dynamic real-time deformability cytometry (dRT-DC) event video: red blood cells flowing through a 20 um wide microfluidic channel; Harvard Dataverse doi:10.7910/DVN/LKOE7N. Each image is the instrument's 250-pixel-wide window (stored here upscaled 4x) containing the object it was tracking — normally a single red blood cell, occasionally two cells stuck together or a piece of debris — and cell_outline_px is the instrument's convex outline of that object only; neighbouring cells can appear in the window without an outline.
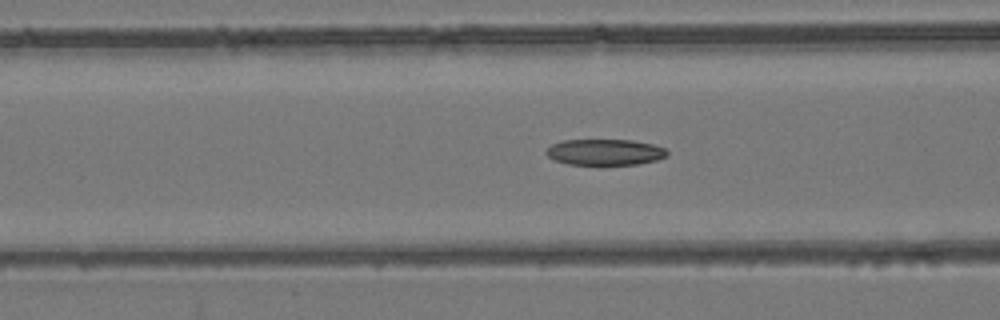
{"species": "common noctule bat (a hibernating species)", "species_latin": "Nyctalus noctula", "temperature_condition": "room temperature", "stored_images_in_passage": 54, "camera_frame_rate_fps": 3000, "um_per_image_px": 0.085, "animal": {"sex": "female", "body_mass_g": 24.6, "forearm_length_mm": 56.2}, "frame": {"image": 1, "passage_image": 22, "time_ms": 7.0, "image_size_px": [1000, 320], "cell_outline_px": [[668, 156], [656, 160], [636, 164], [600, 168], [568, 164], [556, 160], [548, 156], [544, 152], [552, 144], [564, 140], [632, 140], [652, 144], [664, 148], [668, 152]], "centroid_in_image_um": [51.41, 12.98], "position_along_channel_um": 115.2, "area_um2": 19.13}}
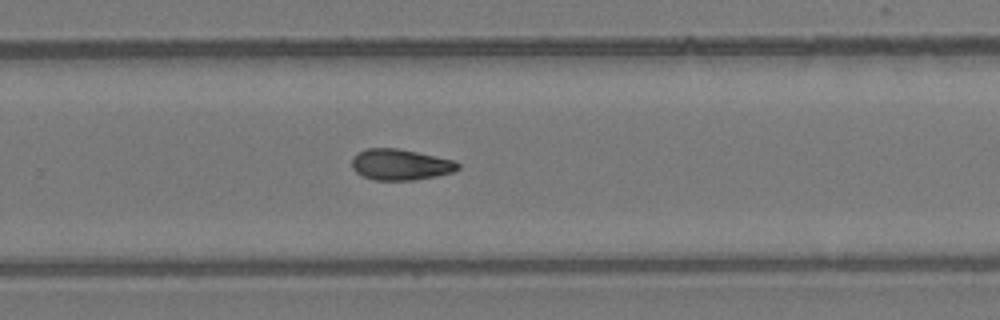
{"frame": {"image": 2, "passage_image": 36, "time_ms": 11.667, "image_size_px": [1000, 320], "cell_outline_px": [[460, 168], [452, 172], [436, 176], [412, 180], [372, 180], [356, 172], [352, 168], [352, 156], [356, 152], [364, 148], [396, 148], [416, 152], [452, 160], [460, 164]], "centroid_in_image_um": [33.98, 13.98], "position_along_channel_um": 295.8, "area_um2": 19.13}}
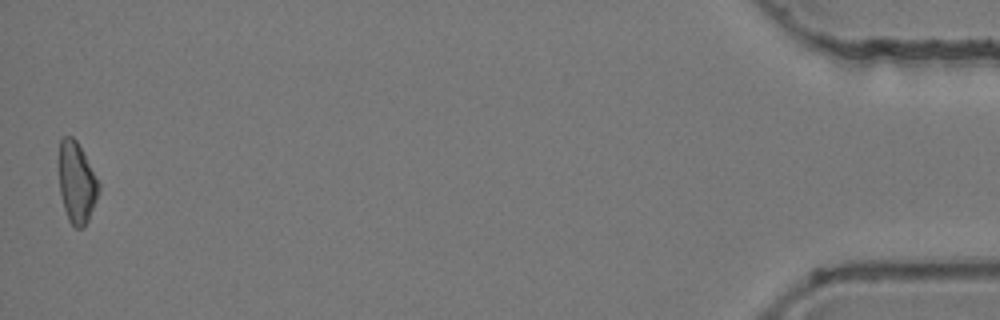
{"frame": {"image": 3, "passage_image": 54, "time_ms": 17.667, "image_size_px": [1000, 320], "cell_outline_px": [[100, 188], [96, 200], [88, 220], [84, 228], [76, 228], [68, 220], [64, 208], [60, 192], [60, 140], [64, 136], [72, 136], [76, 140], [100, 184]], "centroid_in_image_um": [6.53, 15.55], "position_along_channel_um": 428.7, "area_um2": 18.38}, "authors_computed_cell_mechanics": {"area_um2": 19.2474, "velocity_mm_per_s": 3.87, "shape_relaxation_time_tau1_ms": null, "shape_relaxation_time_tau2_ms": 8.3114, "deformation_change_tau1": null, "deformation_change_tau2": 0.1466}}